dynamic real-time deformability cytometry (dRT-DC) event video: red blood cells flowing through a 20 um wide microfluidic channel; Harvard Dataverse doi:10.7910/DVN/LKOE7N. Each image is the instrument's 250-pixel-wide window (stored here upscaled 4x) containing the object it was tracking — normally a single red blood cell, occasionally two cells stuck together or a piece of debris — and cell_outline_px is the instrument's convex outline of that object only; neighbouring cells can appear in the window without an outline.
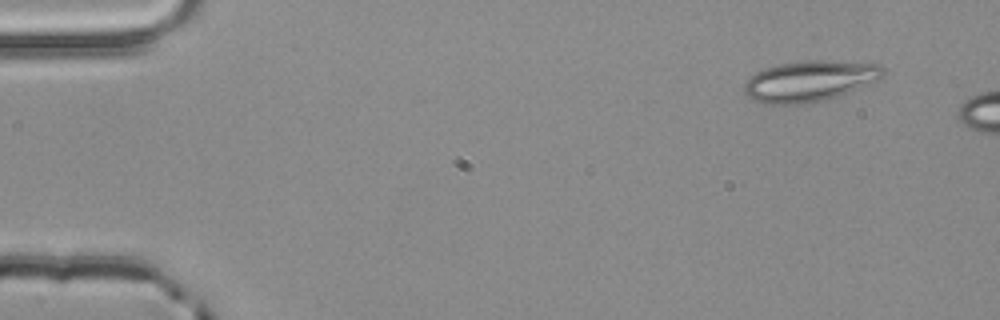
{"species": "common noctule bat (a hibernating species)", "species_latin": "Nyctalus noctula", "temperature_condition": "room temperature", "stored_images_in_passage": 4, "segment_of_instrument_passage": [2, 2], "camera_frame_rate_fps": 3000, "um_per_image_px": 0.085, "animal": {"sex": "male", "body_mass_g": 20.4}, "frame": {"image": 1, "passage_image": 4, "time_ms": 1.0, "image_size_px": [1000, 320], "cell_outline_px": [[884, 76], [880, 80], [836, 96], [824, 100], [808, 104], [764, 104], [752, 100], [744, 92], [744, 84], [756, 72], [764, 68], [776, 64], [804, 60], [872, 60], [880, 64], [884, 68]], "centroid_in_image_um": [68.9, 6.85], "position_along_channel_um": 16.1, "area_um2": 33.93}}